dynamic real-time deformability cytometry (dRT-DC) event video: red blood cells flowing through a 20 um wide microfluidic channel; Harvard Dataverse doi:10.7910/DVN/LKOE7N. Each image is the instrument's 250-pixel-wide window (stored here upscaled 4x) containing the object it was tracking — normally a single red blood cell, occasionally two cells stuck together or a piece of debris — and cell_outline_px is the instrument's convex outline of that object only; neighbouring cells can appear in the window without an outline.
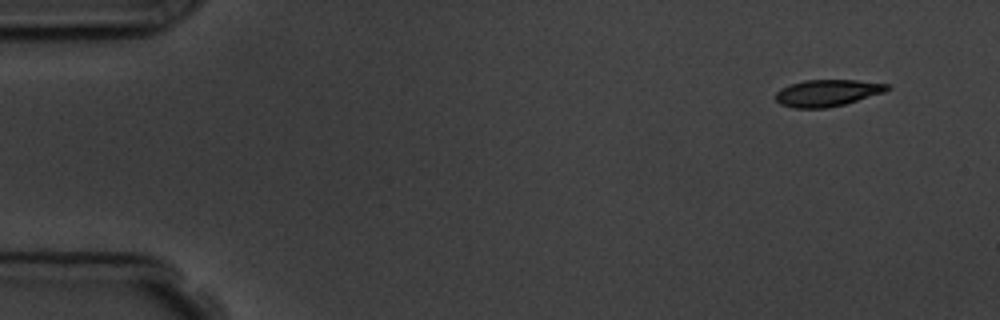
{"species": "common noctule bat (a hibernating species)", "species_latin": "Nyctalus noctula", "temperature_condition": "room temperature", "stored_images_in_passage": 5, "segment_of_instrument_passage": [2, 2], "camera_frame_rate_fps": 3000, "um_per_image_px": 0.085, "animal": {"sex": "male", "body_mass_g": 19.5, "forearm_length_mm": 54.6}, "frame": {"image": 1, "passage_image": 5, "time_ms": 6.333, "image_size_px": [1000, 320], "cell_outline_px": [[892, 88], [884, 92], [844, 104], [828, 108], [792, 108], [780, 104], [776, 100], [776, 92], [780, 88], [804, 80], [856, 80], [892, 84]], "centroid_in_image_um": [70.34, 7.9], "position_along_channel_um": 14.7, "area_um2": 17.46}}